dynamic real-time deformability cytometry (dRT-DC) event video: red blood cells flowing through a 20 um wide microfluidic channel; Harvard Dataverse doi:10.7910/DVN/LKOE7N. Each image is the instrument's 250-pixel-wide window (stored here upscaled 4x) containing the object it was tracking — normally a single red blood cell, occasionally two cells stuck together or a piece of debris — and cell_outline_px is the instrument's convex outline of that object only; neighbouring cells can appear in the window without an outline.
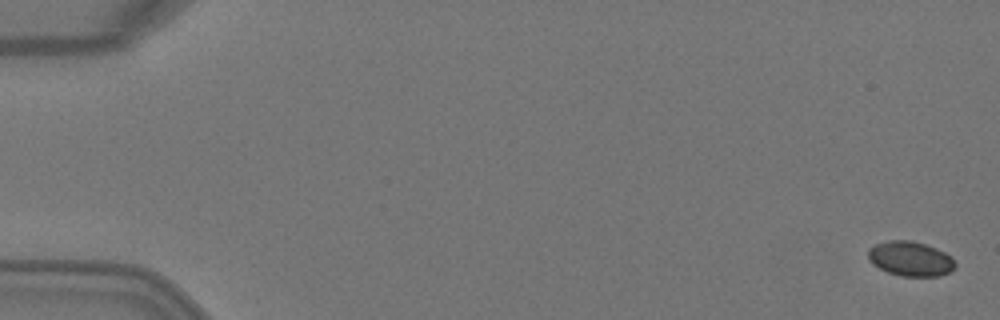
{"species": "Egyptian fruit bat (a non-hibernating species)", "species_latin": "Rousettus aegyptiacus", "temperature_condition": "warm", "stored_images_in_passage": 4, "camera_frame_rate_fps": 3000, "um_per_image_px": 0.085, "animal": {"sex": "female"}, "frame": {"image": 1, "passage_image": 1, "time_ms": 0.0, "image_size_px": [1000, 320], "cell_outline_px": [[956, 268], [940, 276], [900, 276], [888, 272], [872, 264], [868, 260], [868, 248], [876, 244], [888, 240], [912, 240], [936, 248], [952, 256], [956, 264]], "centroid_in_image_um": [77.39, 21.99], "position_along_channel_um": 7.6, "area_um2": 17.74}}
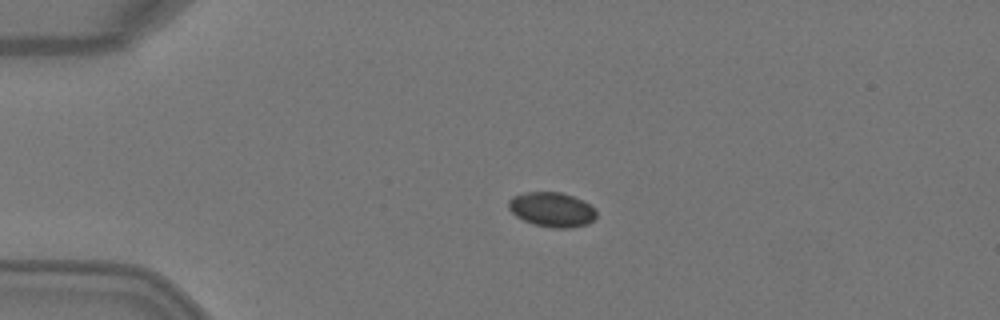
{"frame": {"image": 2, "passage_image": 4, "time_ms": 1.0, "image_size_px": [1000, 320], "cell_outline_px": [[596, 216], [588, 224], [572, 228], [552, 228], [532, 224], [516, 216], [508, 208], [508, 200], [512, 196], [524, 192], [560, 192], [584, 200], [596, 208]], "centroid_in_image_um": [46.92, 17.81], "position_along_channel_um": 38.1, "area_um2": 17.98}}